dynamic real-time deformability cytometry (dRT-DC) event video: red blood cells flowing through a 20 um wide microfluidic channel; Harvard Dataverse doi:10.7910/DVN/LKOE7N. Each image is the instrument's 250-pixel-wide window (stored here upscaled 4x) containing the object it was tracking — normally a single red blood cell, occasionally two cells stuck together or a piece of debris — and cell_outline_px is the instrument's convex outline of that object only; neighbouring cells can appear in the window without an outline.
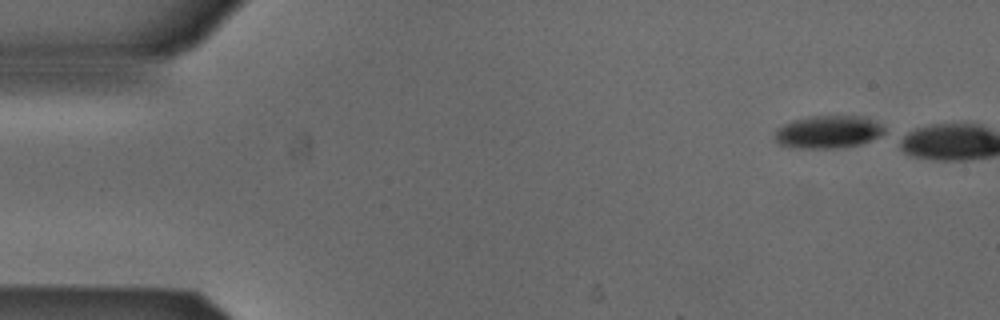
{"species": "Egyptian fruit bat (a non-hibernating species)", "species_latin": "Rousettus aegyptiacus", "temperature_condition": "cold", "stored_images_in_passage": 2, "camera_frame_rate_fps": 3000, "um_per_image_px": 0.085, "animal": {"sex": "male"}, "frame": {"image": 1, "passage_image": 1, "time_ms": 0.0, "image_size_px": [1000, 320], "cell_outline_px": [[884, 132], [880, 136], [860, 144], [836, 148], [800, 148], [780, 144], [776, 140], [776, 128], [792, 120], [808, 116], [864, 116], [880, 124], [884, 128]], "centroid_in_image_um": [70.39, 11.2], "position_along_channel_um": 14.6, "area_um2": 20.69}}